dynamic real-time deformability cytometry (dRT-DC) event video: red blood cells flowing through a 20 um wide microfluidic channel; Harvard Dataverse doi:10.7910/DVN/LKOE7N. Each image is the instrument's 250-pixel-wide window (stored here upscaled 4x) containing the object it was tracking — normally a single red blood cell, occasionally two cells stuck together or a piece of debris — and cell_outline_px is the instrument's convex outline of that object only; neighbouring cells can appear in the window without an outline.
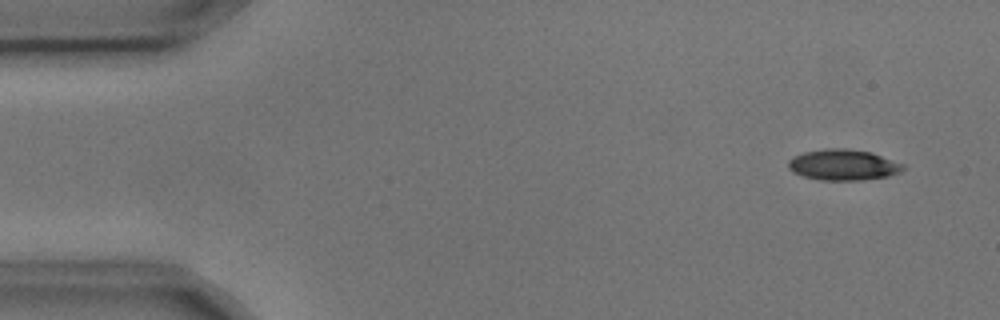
{"species": "common noctule bat (a hibernating species)", "species_latin": "Nyctalus noctula", "temperature_condition": "cold", "stored_images_in_passage": 6, "camera_frame_rate_fps": 3000, "um_per_image_px": 0.085, "animal": {"sex": "male", "body_mass_g": 17.9, "forearm_length_mm": 54.2}, "frame": {"image": 1, "passage_image": 2, "time_ms": 0.333, "image_size_px": [1000, 320], "cell_outline_px": [[904, 168], [900, 172], [888, 176], [860, 180], [820, 180], [804, 176], [792, 172], [788, 168], [788, 160], [792, 156], [804, 152], [824, 148], [844, 148], [872, 152], [904, 164]], "centroid_in_image_um": [71.65, 14.0], "position_along_channel_um": 13.4, "area_um2": 20.75}}